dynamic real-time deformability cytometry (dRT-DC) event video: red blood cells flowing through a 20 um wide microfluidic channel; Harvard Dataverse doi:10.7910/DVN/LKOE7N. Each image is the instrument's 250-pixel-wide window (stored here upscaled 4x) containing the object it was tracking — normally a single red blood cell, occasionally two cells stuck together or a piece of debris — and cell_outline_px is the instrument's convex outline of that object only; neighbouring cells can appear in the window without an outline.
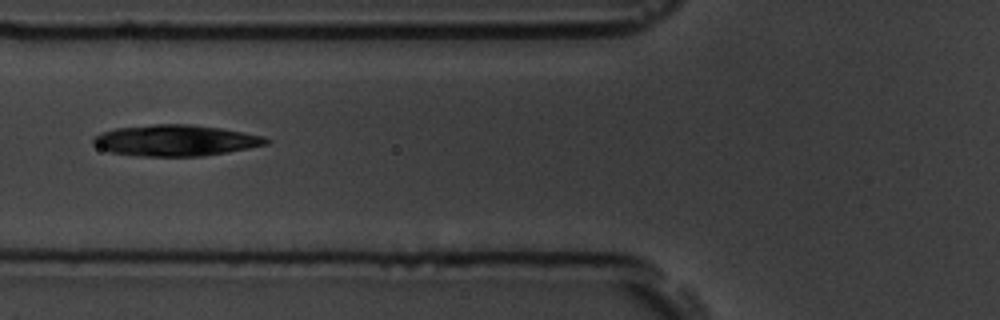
{"species": "common noctule bat (a hibernating species)", "species_latin": "Nyctalus noctula", "temperature_condition": "room temperature", "stored_images_in_passage": 9, "camera_frame_rate_fps": 3000, "um_per_image_px": 0.085, "animal": {"sex": "male", "body_mass_g": 19.5, "forearm_length_mm": 54.6}, "frame": {"image": 1, "passage_image": 4, "time_ms": 1.0, "image_size_px": [1000, 320], "cell_outline_px": [[272, 140], [268, 144], [248, 148], [204, 156], [136, 156], [108, 152], [92, 144], [92, 140], [96, 136], [104, 132], [116, 128], [152, 124], [192, 124], [220, 128], [244, 132], [264, 136]], "centroid_in_image_um": [14.93, 11.94], "position_along_channel_um": 110.9, "area_um2": 31.44}}
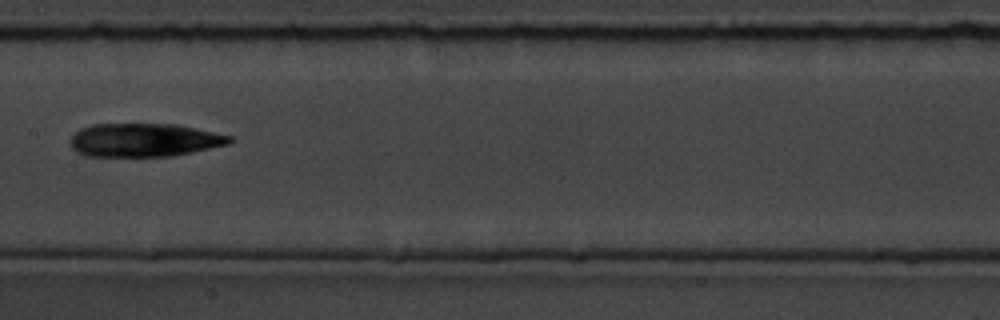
{"frame": {"image": 2, "passage_image": 6, "time_ms": 1.667, "image_size_px": [1000, 320], "cell_outline_px": [[236, 140], [228, 144], [192, 152], [172, 156], [84, 156], [76, 152], [72, 148], [72, 136], [80, 128], [92, 124], [176, 124], [232, 136]], "centroid_in_image_um": [12.27, 11.9], "position_along_channel_um": 195.1, "area_um2": 30.98}}
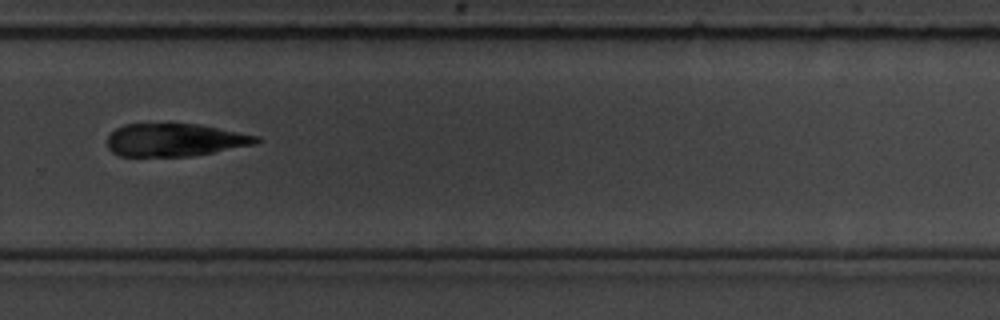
{"frame": {"image": 3, "passage_image": 9, "time_ms": 2.667, "image_size_px": [1000, 320], "cell_outline_px": [[260, 140], [256, 144], [212, 152], [188, 156], [120, 156], [112, 152], [108, 148], [108, 136], [116, 128], [124, 124], [200, 124], [260, 136]], "centroid_in_image_um": [14.87, 11.89], "position_along_channel_um": 314.9, "area_um2": 28.38}}